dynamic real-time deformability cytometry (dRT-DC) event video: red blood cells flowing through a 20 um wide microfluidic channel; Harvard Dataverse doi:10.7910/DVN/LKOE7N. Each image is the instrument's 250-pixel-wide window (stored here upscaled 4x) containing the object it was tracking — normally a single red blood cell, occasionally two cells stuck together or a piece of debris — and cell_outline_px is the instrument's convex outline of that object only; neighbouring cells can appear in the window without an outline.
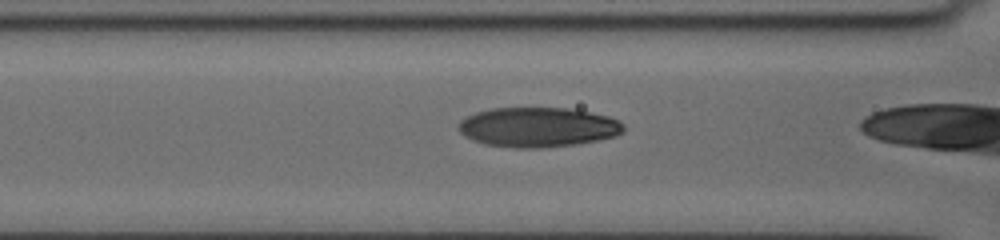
{"species": "human", "species_latin": "Homo sapiens", "temperature_condition": "cold", "stored_images_in_passage": 20, "camera_frame_rate_fps": 3000, "um_per_image_px": 0.085, "donor": {"sex": "female"}, "frame": {"image": 1, "passage_image": 18, "time_ms": 5.667, "image_size_px": [1000, 240], "cell_outline_px": [[624, 132], [616, 136], [596, 140], [572, 144], [540, 148], [516, 148], [484, 144], [472, 140], [464, 136], [456, 128], [460, 120], [464, 116], [476, 112], [492, 108], [568, 108], [608, 116], [624, 124]], "centroid_in_image_um": [45.66, 10.81], "position_along_channel_um": 120.9, "area_um2": 38.26}}